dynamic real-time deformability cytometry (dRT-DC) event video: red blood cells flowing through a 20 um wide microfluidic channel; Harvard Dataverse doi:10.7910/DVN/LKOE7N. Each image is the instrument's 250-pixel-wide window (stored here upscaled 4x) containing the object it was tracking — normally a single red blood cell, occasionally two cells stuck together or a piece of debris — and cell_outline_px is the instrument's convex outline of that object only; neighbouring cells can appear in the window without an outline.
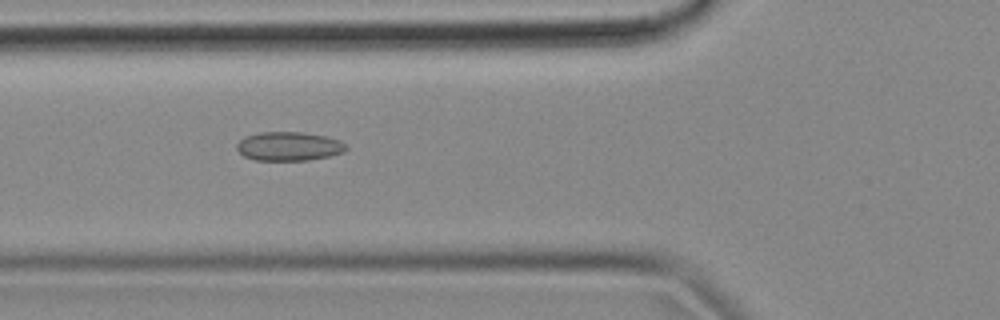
{"species": "common noctule bat (a hibernating species)", "species_latin": "Nyctalus noctula", "temperature_condition": "cold", "stored_images_in_passage": 53, "camera_frame_rate_fps": 3000, "um_per_image_px": 0.085, "animal": {"sex": "female", "body_mass_g": 18.4}, "frame": {"image": 1, "passage_image": 19, "time_ms": 6.0, "image_size_px": [1000, 320], "cell_outline_px": [[348, 148], [344, 152], [328, 156], [308, 160], [256, 160], [244, 156], [236, 148], [236, 144], [244, 136], [260, 132], [304, 132], [324, 136], [340, 140]], "centroid_in_image_um": [24.54, 12.43], "position_along_channel_um": 101.3, "area_um2": 18.38}}
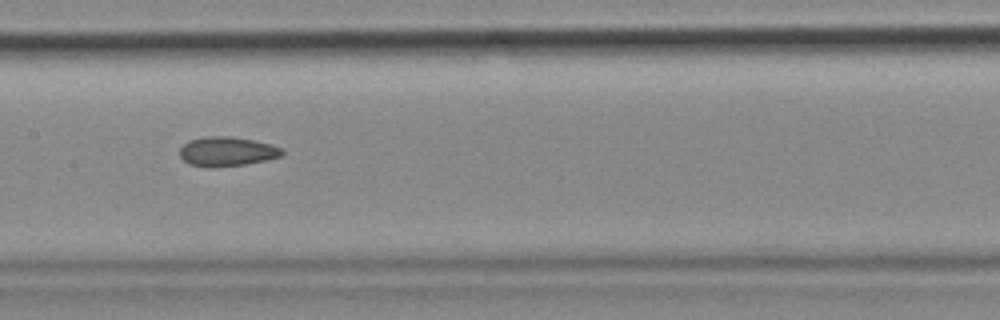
{"frame": {"image": 2, "passage_image": 26, "time_ms": 8.333, "image_size_px": [1000, 320], "cell_outline_px": [[284, 152], [280, 156], [268, 160], [244, 164], [212, 168], [208, 168], [188, 164], [180, 156], [180, 148], [188, 140], [204, 136], [228, 136], [252, 140], [272, 144], [284, 148]], "centroid_in_image_um": [19.29, 12.88], "position_along_channel_um": 188.1, "area_um2": 17.74}}
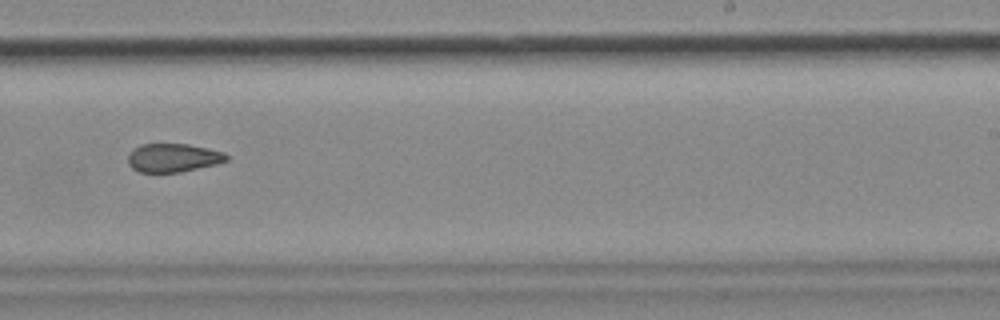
{"frame": {"image": 3, "passage_image": 33, "time_ms": 10.667, "image_size_px": [1000, 320], "cell_outline_px": [[228, 160], [216, 164], [180, 172], [140, 172], [132, 168], [128, 164], [128, 156], [140, 144], [188, 144], [208, 148], [224, 152], [228, 156]], "centroid_in_image_um": [14.73, 13.41], "position_along_channel_um": 274.3, "area_um2": 16.24}, "authors_computed_cell_mechanics": {"area_um2": 17.7446, "velocity_mm_per_s": 3.721, "shape_relaxation_time_tau1_ms": null, "shape_relaxation_time_tau2_ms": 4.996, "deformation_change_tau1": null, "deformation_change_tau2": 0.109}}